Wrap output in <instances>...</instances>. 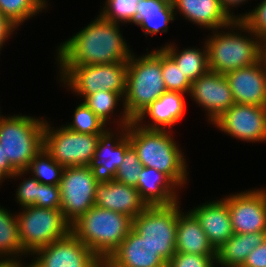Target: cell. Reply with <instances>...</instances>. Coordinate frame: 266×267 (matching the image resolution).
<instances>
[{"mask_svg": "<svg viewBox=\"0 0 266 267\" xmlns=\"http://www.w3.org/2000/svg\"><path fill=\"white\" fill-rule=\"evenodd\" d=\"M119 23L100 14L81 31L57 48L59 66H84L128 62L132 51L123 38Z\"/></svg>", "mask_w": 266, "mask_h": 267, "instance_id": "6da1fadb", "label": "cell"}, {"mask_svg": "<svg viewBox=\"0 0 266 267\" xmlns=\"http://www.w3.org/2000/svg\"><path fill=\"white\" fill-rule=\"evenodd\" d=\"M166 91L161 69V48L138 58L132 53L127 62L126 93L122 103L124 111L116 121L120 123L118 128L135 121Z\"/></svg>", "mask_w": 266, "mask_h": 267, "instance_id": "7a4b0ae2", "label": "cell"}, {"mask_svg": "<svg viewBox=\"0 0 266 267\" xmlns=\"http://www.w3.org/2000/svg\"><path fill=\"white\" fill-rule=\"evenodd\" d=\"M169 130L147 129L135 121L128 125L127 136L143 167L166 174L179 188L188 182L186 159ZM187 181V182H186Z\"/></svg>", "mask_w": 266, "mask_h": 267, "instance_id": "3957f363", "label": "cell"}, {"mask_svg": "<svg viewBox=\"0 0 266 267\" xmlns=\"http://www.w3.org/2000/svg\"><path fill=\"white\" fill-rule=\"evenodd\" d=\"M227 29L230 31L224 32L223 30L222 32L216 29L212 31L213 35L206 39L209 70L226 74L260 61L264 42L259 36L246 27L241 20L233 21ZM234 30L240 31L237 33ZM241 32H248L247 34L251 35L248 37L244 33L242 35Z\"/></svg>", "mask_w": 266, "mask_h": 267, "instance_id": "277c9868", "label": "cell"}, {"mask_svg": "<svg viewBox=\"0 0 266 267\" xmlns=\"http://www.w3.org/2000/svg\"><path fill=\"white\" fill-rule=\"evenodd\" d=\"M132 226L131 217L93 206L70 225V231L99 258H108Z\"/></svg>", "mask_w": 266, "mask_h": 267, "instance_id": "5b68a950", "label": "cell"}, {"mask_svg": "<svg viewBox=\"0 0 266 267\" xmlns=\"http://www.w3.org/2000/svg\"><path fill=\"white\" fill-rule=\"evenodd\" d=\"M45 119L28 115L0 116L4 158L16 171H26L44 147Z\"/></svg>", "mask_w": 266, "mask_h": 267, "instance_id": "8992f818", "label": "cell"}, {"mask_svg": "<svg viewBox=\"0 0 266 267\" xmlns=\"http://www.w3.org/2000/svg\"><path fill=\"white\" fill-rule=\"evenodd\" d=\"M60 81L82 97L97 91H115L123 97L126 93L127 62L84 66H59Z\"/></svg>", "mask_w": 266, "mask_h": 267, "instance_id": "52a82bcc", "label": "cell"}, {"mask_svg": "<svg viewBox=\"0 0 266 267\" xmlns=\"http://www.w3.org/2000/svg\"><path fill=\"white\" fill-rule=\"evenodd\" d=\"M179 200L171 205L148 206L133 218L132 228L168 262L176 253Z\"/></svg>", "mask_w": 266, "mask_h": 267, "instance_id": "ba28073f", "label": "cell"}, {"mask_svg": "<svg viewBox=\"0 0 266 267\" xmlns=\"http://www.w3.org/2000/svg\"><path fill=\"white\" fill-rule=\"evenodd\" d=\"M16 217L21 244L29 255L70 232V224L64 219L61 209L28 206Z\"/></svg>", "mask_w": 266, "mask_h": 267, "instance_id": "9c48e42d", "label": "cell"}, {"mask_svg": "<svg viewBox=\"0 0 266 267\" xmlns=\"http://www.w3.org/2000/svg\"><path fill=\"white\" fill-rule=\"evenodd\" d=\"M50 125L45 119L43 148L46 152L64 168L88 166L95 154L99 134L78 133L65 125L55 129Z\"/></svg>", "mask_w": 266, "mask_h": 267, "instance_id": "30bf717a", "label": "cell"}, {"mask_svg": "<svg viewBox=\"0 0 266 267\" xmlns=\"http://www.w3.org/2000/svg\"><path fill=\"white\" fill-rule=\"evenodd\" d=\"M98 182L89 166L63 169L60 181L61 211L71 225L80 216L95 206V191Z\"/></svg>", "mask_w": 266, "mask_h": 267, "instance_id": "8fae6325", "label": "cell"}, {"mask_svg": "<svg viewBox=\"0 0 266 267\" xmlns=\"http://www.w3.org/2000/svg\"><path fill=\"white\" fill-rule=\"evenodd\" d=\"M212 125L242 141L266 142V107L234 103Z\"/></svg>", "mask_w": 266, "mask_h": 267, "instance_id": "7c38bea8", "label": "cell"}, {"mask_svg": "<svg viewBox=\"0 0 266 267\" xmlns=\"http://www.w3.org/2000/svg\"><path fill=\"white\" fill-rule=\"evenodd\" d=\"M234 234L266 232V189L225 196Z\"/></svg>", "mask_w": 266, "mask_h": 267, "instance_id": "4fadbf2b", "label": "cell"}, {"mask_svg": "<svg viewBox=\"0 0 266 267\" xmlns=\"http://www.w3.org/2000/svg\"><path fill=\"white\" fill-rule=\"evenodd\" d=\"M29 267H90L98 256L71 231L31 254ZM36 255V257H34Z\"/></svg>", "mask_w": 266, "mask_h": 267, "instance_id": "5bb4252c", "label": "cell"}, {"mask_svg": "<svg viewBox=\"0 0 266 267\" xmlns=\"http://www.w3.org/2000/svg\"><path fill=\"white\" fill-rule=\"evenodd\" d=\"M119 128L121 132L119 131L118 134L116 132L113 134L108 127L99 134L95 154L88 165L98 183H108L114 180L126 150L131 146L127 136L128 125Z\"/></svg>", "mask_w": 266, "mask_h": 267, "instance_id": "9a60e30c", "label": "cell"}, {"mask_svg": "<svg viewBox=\"0 0 266 267\" xmlns=\"http://www.w3.org/2000/svg\"><path fill=\"white\" fill-rule=\"evenodd\" d=\"M189 95L207 111L211 124L235 103L224 74L211 70L192 82Z\"/></svg>", "mask_w": 266, "mask_h": 267, "instance_id": "2e32d148", "label": "cell"}, {"mask_svg": "<svg viewBox=\"0 0 266 267\" xmlns=\"http://www.w3.org/2000/svg\"><path fill=\"white\" fill-rule=\"evenodd\" d=\"M224 76L235 103L266 107V72L261 60Z\"/></svg>", "mask_w": 266, "mask_h": 267, "instance_id": "e0dca14e", "label": "cell"}, {"mask_svg": "<svg viewBox=\"0 0 266 267\" xmlns=\"http://www.w3.org/2000/svg\"><path fill=\"white\" fill-rule=\"evenodd\" d=\"M95 206L123 213L132 219L148 207L136 187L116 180L98 183L95 191Z\"/></svg>", "mask_w": 266, "mask_h": 267, "instance_id": "ac0fdd59", "label": "cell"}, {"mask_svg": "<svg viewBox=\"0 0 266 267\" xmlns=\"http://www.w3.org/2000/svg\"><path fill=\"white\" fill-rule=\"evenodd\" d=\"M108 259L113 267H167V262L133 228Z\"/></svg>", "mask_w": 266, "mask_h": 267, "instance_id": "d6986e66", "label": "cell"}, {"mask_svg": "<svg viewBox=\"0 0 266 267\" xmlns=\"http://www.w3.org/2000/svg\"><path fill=\"white\" fill-rule=\"evenodd\" d=\"M191 212L199 220L201 228L215 249L234 234L228 203L224 198L198 205Z\"/></svg>", "mask_w": 266, "mask_h": 267, "instance_id": "ffe728a7", "label": "cell"}, {"mask_svg": "<svg viewBox=\"0 0 266 267\" xmlns=\"http://www.w3.org/2000/svg\"><path fill=\"white\" fill-rule=\"evenodd\" d=\"M174 14H182L186 20L212 31L226 28L235 21L222 8L219 0H171ZM177 10V11H176ZM179 11V12H178Z\"/></svg>", "mask_w": 266, "mask_h": 267, "instance_id": "44dd1931", "label": "cell"}, {"mask_svg": "<svg viewBox=\"0 0 266 267\" xmlns=\"http://www.w3.org/2000/svg\"><path fill=\"white\" fill-rule=\"evenodd\" d=\"M184 95L173 91L164 92L138 116L135 122L147 129L169 130L185 113ZM146 117L153 122L142 124Z\"/></svg>", "mask_w": 266, "mask_h": 267, "instance_id": "7402d4cb", "label": "cell"}, {"mask_svg": "<svg viewBox=\"0 0 266 267\" xmlns=\"http://www.w3.org/2000/svg\"><path fill=\"white\" fill-rule=\"evenodd\" d=\"M176 252L216 256V249L190 210L178 213Z\"/></svg>", "mask_w": 266, "mask_h": 267, "instance_id": "603a6c76", "label": "cell"}, {"mask_svg": "<svg viewBox=\"0 0 266 267\" xmlns=\"http://www.w3.org/2000/svg\"><path fill=\"white\" fill-rule=\"evenodd\" d=\"M136 188L148 206L171 205L179 199V187L155 168H142Z\"/></svg>", "mask_w": 266, "mask_h": 267, "instance_id": "cb8c5ba5", "label": "cell"}, {"mask_svg": "<svg viewBox=\"0 0 266 267\" xmlns=\"http://www.w3.org/2000/svg\"><path fill=\"white\" fill-rule=\"evenodd\" d=\"M175 14L171 0H139L133 23L142 28L145 35L168 31V24Z\"/></svg>", "mask_w": 266, "mask_h": 267, "instance_id": "d4e9b609", "label": "cell"}, {"mask_svg": "<svg viewBox=\"0 0 266 267\" xmlns=\"http://www.w3.org/2000/svg\"><path fill=\"white\" fill-rule=\"evenodd\" d=\"M266 232L233 234L225 243L216 249L215 266L242 267L249 253L262 244Z\"/></svg>", "mask_w": 266, "mask_h": 267, "instance_id": "484cf974", "label": "cell"}, {"mask_svg": "<svg viewBox=\"0 0 266 267\" xmlns=\"http://www.w3.org/2000/svg\"><path fill=\"white\" fill-rule=\"evenodd\" d=\"M204 43L203 49L193 47L179 51L175 44H166L161 49L176 63L183 75L193 82L209 70L208 49Z\"/></svg>", "mask_w": 266, "mask_h": 267, "instance_id": "4316f807", "label": "cell"}, {"mask_svg": "<svg viewBox=\"0 0 266 267\" xmlns=\"http://www.w3.org/2000/svg\"><path fill=\"white\" fill-rule=\"evenodd\" d=\"M19 255L28 256L20 241L18 219L6 208L0 207V259H16Z\"/></svg>", "mask_w": 266, "mask_h": 267, "instance_id": "83f0119b", "label": "cell"}, {"mask_svg": "<svg viewBox=\"0 0 266 267\" xmlns=\"http://www.w3.org/2000/svg\"><path fill=\"white\" fill-rule=\"evenodd\" d=\"M64 167L58 164L43 148L32 160L26 171H16L11 177H22L24 174H32L40 183L47 185H59Z\"/></svg>", "mask_w": 266, "mask_h": 267, "instance_id": "f1b7e54d", "label": "cell"}, {"mask_svg": "<svg viewBox=\"0 0 266 267\" xmlns=\"http://www.w3.org/2000/svg\"><path fill=\"white\" fill-rule=\"evenodd\" d=\"M46 7V0H0L1 13L17 27Z\"/></svg>", "mask_w": 266, "mask_h": 267, "instance_id": "f546056e", "label": "cell"}, {"mask_svg": "<svg viewBox=\"0 0 266 267\" xmlns=\"http://www.w3.org/2000/svg\"><path fill=\"white\" fill-rule=\"evenodd\" d=\"M120 100L124 101L121 94L115 91L102 90L88 95L83 103L106 124L107 121H110V117H112L113 111H115Z\"/></svg>", "mask_w": 266, "mask_h": 267, "instance_id": "4dcf8cb0", "label": "cell"}, {"mask_svg": "<svg viewBox=\"0 0 266 267\" xmlns=\"http://www.w3.org/2000/svg\"><path fill=\"white\" fill-rule=\"evenodd\" d=\"M161 69L166 90L190 93L192 82L183 75L176 63L161 49Z\"/></svg>", "mask_w": 266, "mask_h": 267, "instance_id": "1f68e13d", "label": "cell"}, {"mask_svg": "<svg viewBox=\"0 0 266 267\" xmlns=\"http://www.w3.org/2000/svg\"><path fill=\"white\" fill-rule=\"evenodd\" d=\"M73 117V121L66 125L72 131L101 134L106 128V125L83 102L76 107Z\"/></svg>", "mask_w": 266, "mask_h": 267, "instance_id": "d6a6232c", "label": "cell"}, {"mask_svg": "<svg viewBox=\"0 0 266 267\" xmlns=\"http://www.w3.org/2000/svg\"><path fill=\"white\" fill-rule=\"evenodd\" d=\"M139 0H105L100 15L115 23H133Z\"/></svg>", "mask_w": 266, "mask_h": 267, "instance_id": "836d02e7", "label": "cell"}, {"mask_svg": "<svg viewBox=\"0 0 266 267\" xmlns=\"http://www.w3.org/2000/svg\"><path fill=\"white\" fill-rule=\"evenodd\" d=\"M143 165L132 146L125 153L122 164L119 166L114 180L125 185L137 187L139 174Z\"/></svg>", "mask_w": 266, "mask_h": 267, "instance_id": "e575fe53", "label": "cell"}, {"mask_svg": "<svg viewBox=\"0 0 266 267\" xmlns=\"http://www.w3.org/2000/svg\"><path fill=\"white\" fill-rule=\"evenodd\" d=\"M237 20H241L263 42H266V0L259 3L252 11L237 15Z\"/></svg>", "mask_w": 266, "mask_h": 267, "instance_id": "d590c367", "label": "cell"}, {"mask_svg": "<svg viewBox=\"0 0 266 267\" xmlns=\"http://www.w3.org/2000/svg\"><path fill=\"white\" fill-rule=\"evenodd\" d=\"M216 256L176 252L167 267H215Z\"/></svg>", "mask_w": 266, "mask_h": 267, "instance_id": "8d00e7d4", "label": "cell"}, {"mask_svg": "<svg viewBox=\"0 0 266 267\" xmlns=\"http://www.w3.org/2000/svg\"><path fill=\"white\" fill-rule=\"evenodd\" d=\"M16 190V201L21 207H38V180L35 177L24 179Z\"/></svg>", "mask_w": 266, "mask_h": 267, "instance_id": "74e56055", "label": "cell"}, {"mask_svg": "<svg viewBox=\"0 0 266 267\" xmlns=\"http://www.w3.org/2000/svg\"><path fill=\"white\" fill-rule=\"evenodd\" d=\"M38 207L61 209L60 186L42 184L38 181Z\"/></svg>", "mask_w": 266, "mask_h": 267, "instance_id": "f35d334b", "label": "cell"}, {"mask_svg": "<svg viewBox=\"0 0 266 267\" xmlns=\"http://www.w3.org/2000/svg\"><path fill=\"white\" fill-rule=\"evenodd\" d=\"M242 267H266V239L249 253Z\"/></svg>", "mask_w": 266, "mask_h": 267, "instance_id": "ab89813d", "label": "cell"}, {"mask_svg": "<svg viewBox=\"0 0 266 267\" xmlns=\"http://www.w3.org/2000/svg\"><path fill=\"white\" fill-rule=\"evenodd\" d=\"M16 28L17 26L0 11V50L5 44V41L13 34Z\"/></svg>", "mask_w": 266, "mask_h": 267, "instance_id": "60d3db41", "label": "cell"}, {"mask_svg": "<svg viewBox=\"0 0 266 267\" xmlns=\"http://www.w3.org/2000/svg\"><path fill=\"white\" fill-rule=\"evenodd\" d=\"M16 173V170L10 165L7 158H4L2 144H0V174L4 178H11Z\"/></svg>", "mask_w": 266, "mask_h": 267, "instance_id": "b9f144b4", "label": "cell"}, {"mask_svg": "<svg viewBox=\"0 0 266 267\" xmlns=\"http://www.w3.org/2000/svg\"><path fill=\"white\" fill-rule=\"evenodd\" d=\"M221 3L222 8L227 12L229 16H231L234 20H237V16L230 10L231 7L239 6L243 4L247 0H219Z\"/></svg>", "mask_w": 266, "mask_h": 267, "instance_id": "7bdbcfd3", "label": "cell"}, {"mask_svg": "<svg viewBox=\"0 0 266 267\" xmlns=\"http://www.w3.org/2000/svg\"><path fill=\"white\" fill-rule=\"evenodd\" d=\"M22 260H18V258L10 259V258H4L0 260V267H29V265L26 264L23 265Z\"/></svg>", "mask_w": 266, "mask_h": 267, "instance_id": "ee69618b", "label": "cell"}, {"mask_svg": "<svg viewBox=\"0 0 266 267\" xmlns=\"http://www.w3.org/2000/svg\"><path fill=\"white\" fill-rule=\"evenodd\" d=\"M90 267H113L108 258H97Z\"/></svg>", "mask_w": 266, "mask_h": 267, "instance_id": "f6af8a7d", "label": "cell"}, {"mask_svg": "<svg viewBox=\"0 0 266 267\" xmlns=\"http://www.w3.org/2000/svg\"><path fill=\"white\" fill-rule=\"evenodd\" d=\"M266 72V42L263 43L262 49H261V58H260Z\"/></svg>", "mask_w": 266, "mask_h": 267, "instance_id": "bcb514c9", "label": "cell"}, {"mask_svg": "<svg viewBox=\"0 0 266 267\" xmlns=\"http://www.w3.org/2000/svg\"><path fill=\"white\" fill-rule=\"evenodd\" d=\"M4 177L0 174V185H1V183L4 181Z\"/></svg>", "mask_w": 266, "mask_h": 267, "instance_id": "7dc6e473", "label": "cell"}]
</instances>
